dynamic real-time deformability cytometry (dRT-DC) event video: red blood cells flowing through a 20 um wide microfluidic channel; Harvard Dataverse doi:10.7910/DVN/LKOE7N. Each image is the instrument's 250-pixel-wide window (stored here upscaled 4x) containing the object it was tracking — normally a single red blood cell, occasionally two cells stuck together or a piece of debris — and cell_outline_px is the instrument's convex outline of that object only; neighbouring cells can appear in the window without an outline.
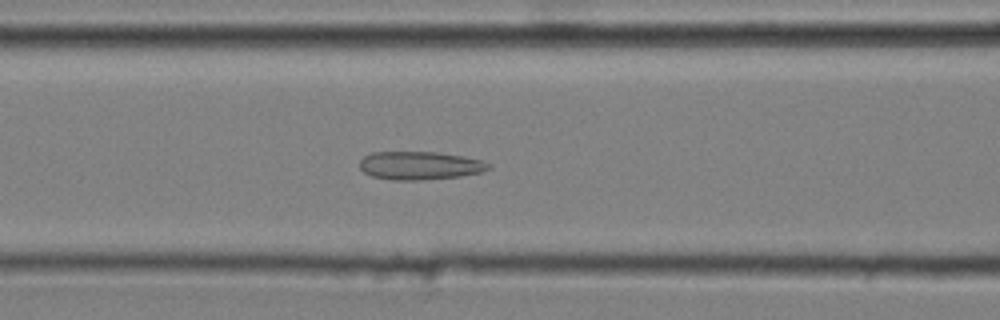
{"species": "common noctule bat (a hibernating species)", "species_latin": "Nyctalus noctula", "temperature_condition": "cold", "stored_images_in_passage": 52, "camera_frame_rate_fps": 3000, "um_per_image_px": 0.085, "animal": {"sex": "male", "body_mass_g": 20.4}, "frame": {"image": 1, "passage_image": 22, "time_ms": 7.0, "image_size_px": [1000, 320], "cell_outline_px": [[492, 168], [484, 172], [460, 176], [416, 180], [392, 180], [372, 176], [364, 172], [360, 168], [360, 160], [364, 156], [372, 152], [436, 152], [464, 156], [480, 160], [492, 164]], "centroid_in_image_um": [35.72, 14.07], "position_along_channel_um": 130.9, "area_um2": 21.27}}
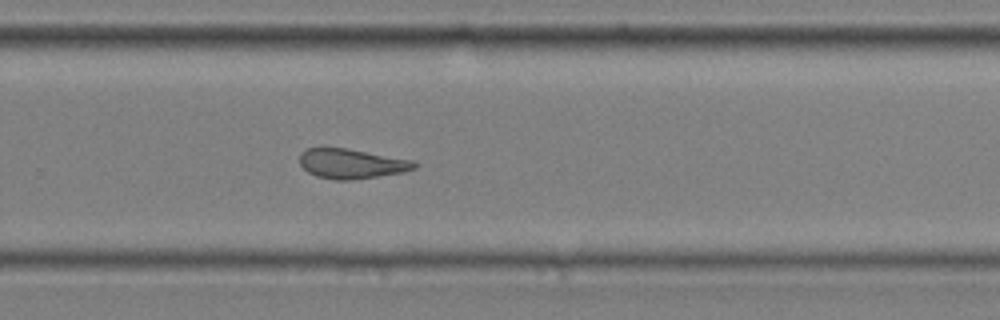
{"frame": {"image": 2, "passage_image": 36, "time_ms": 11.667, "image_size_px": [1000, 320], "cell_outline_px": [[420, 164], [416, 168], [404, 172], [352, 180], [332, 180], [316, 176], [308, 172], [300, 164], [300, 152], [308, 148], [348, 148], [412, 160]], "centroid_in_image_um": [29.89, 13.92], "position_along_channel_um": 299.9, "area_um2": 20.0}}
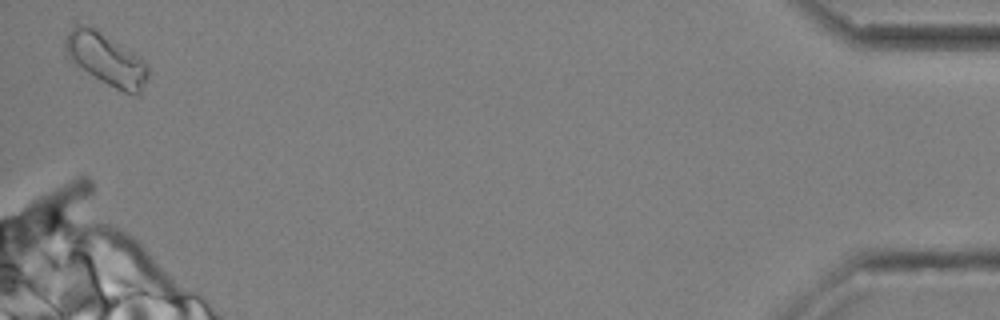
{"frame": {"image": 3, "passage_image": 52, "time_ms": 17.0, "image_size_px": [1000, 320], "cell_outline_px": [[148, 76], [140, 92], [124, 92], [100, 80], [76, 64], [72, 60], [64, 48], [64, 40], [68, 32], [76, 24], [88, 24], [140, 56], [148, 64]], "centroid_in_image_um": [9.02, 4.98], "position_along_channel_um": 426.2, "area_um2": 24.57}, "authors_computed_cell_mechanics": {"area_um2": 21.1837, "velocity_mm_per_s": 3.6289, "shape_relaxation_time_tau1_ms": null, "shape_relaxation_time_tau2_ms": 2.5176, "deformation_change_tau1": null, "deformation_change_tau2": 0.1051}}